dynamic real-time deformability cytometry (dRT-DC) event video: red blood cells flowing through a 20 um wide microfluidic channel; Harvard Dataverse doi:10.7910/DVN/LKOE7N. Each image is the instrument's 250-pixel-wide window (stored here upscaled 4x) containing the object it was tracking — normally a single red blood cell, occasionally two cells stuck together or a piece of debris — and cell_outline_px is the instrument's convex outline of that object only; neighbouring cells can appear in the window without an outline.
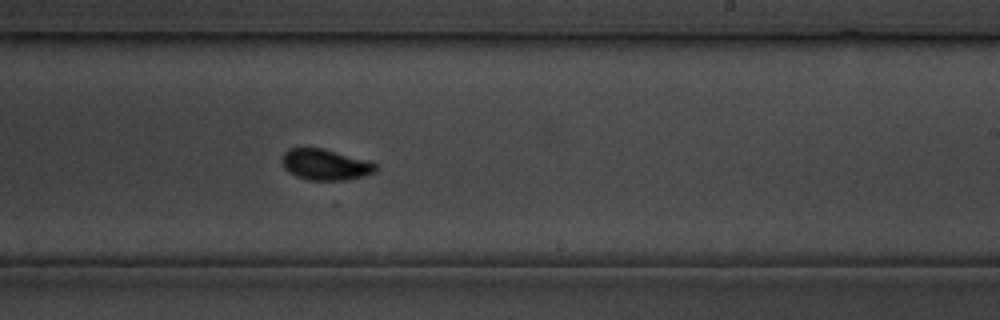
{"species": "common noctule bat (a hibernating species)", "species_latin": "Nyctalus noctula", "temperature_condition": "cold", "stored_images_in_passage": 33, "camera_frame_rate_fps": 3000, "um_per_image_px": 0.085, "animal": {"sex": "male", "body_mass_g": 19.5, "forearm_length_mm": 54.6}, "frame": {"image": 1, "passage_image": 18, "time_ms": 21.333, "image_size_px": [1000, 320], "cell_outline_px": [[376, 172], [348, 180], [308, 180], [296, 176], [288, 172], [284, 168], [280, 160], [284, 152], [288, 148], [324, 148], [372, 160], [376, 164]], "centroid_in_image_um": [27.66, 13.98], "position_along_channel_um": 261.3, "area_um2": 17.34}}
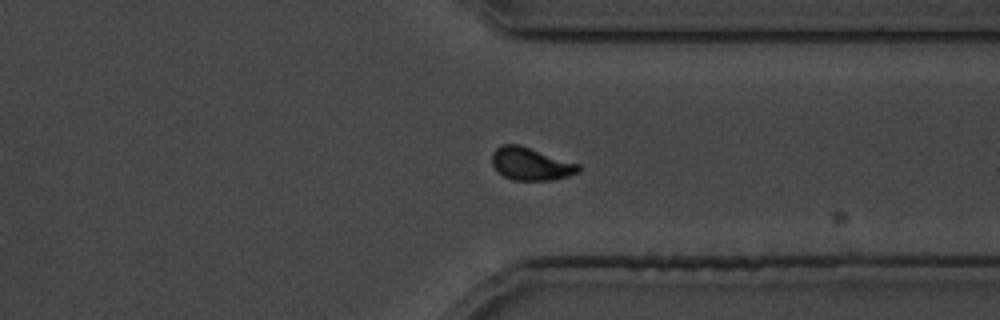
{"frame": {"image": 2, "passage_image": 24, "time_ms": 28.333, "image_size_px": [1000, 320], "cell_outline_px": [[584, 168], [580, 172], [568, 176], [552, 180], [512, 180], [504, 176], [492, 164], [492, 152], [500, 144], [520, 144], [580, 164]], "centroid_in_image_um": [45.16, 13.92], "position_along_channel_um": 366.2, "area_um2": 16.7}}
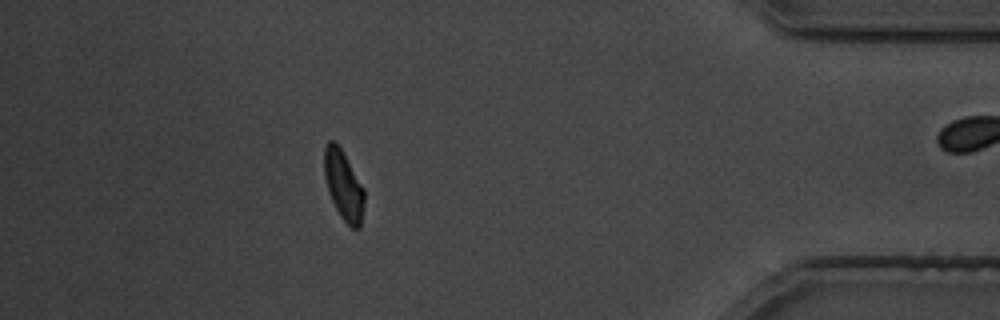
{"frame": {"image": 3, "passage_image": 28, "time_ms": 33.667, "image_size_px": [1000, 320], "cell_outline_px": [[364, 204], [360, 228], [352, 228], [340, 216], [332, 200], [324, 176], [324, 148], [328, 140], [332, 140], [340, 148], [364, 188]], "centroid_in_image_um": [29.2, 15.76], "position_along_channel_um": 406.0, "area_um2": 15.9}}